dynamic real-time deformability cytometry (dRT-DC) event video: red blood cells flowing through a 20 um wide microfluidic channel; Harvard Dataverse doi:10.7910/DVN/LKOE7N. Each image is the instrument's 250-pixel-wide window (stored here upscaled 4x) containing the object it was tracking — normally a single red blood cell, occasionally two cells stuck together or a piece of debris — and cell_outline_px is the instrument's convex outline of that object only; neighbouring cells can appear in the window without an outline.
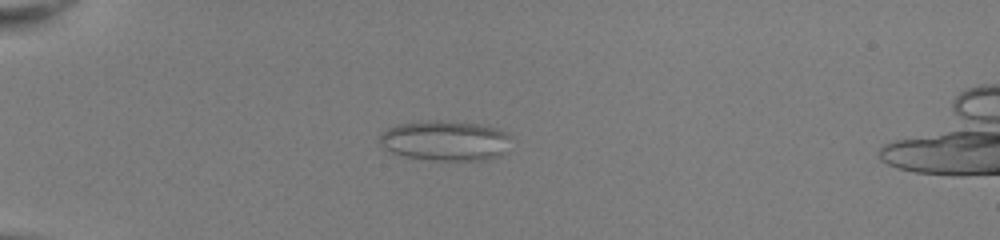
{"species": "common noctule bat (a hibernating species)", "species_latin": "Nyctalus noctula", "temperature_condition": "room temperature", "stored_images_in_passage": 53, "camera_frame_rate_fps": 3000, "um_per_image_px": 0.085, "animal": {"sex": "female", "body_mass_g": 22.0, "forearm_length_mm": 56.7}, "frame": {"image": 1, "passage_image": 17, "time_ms": 5.333, "image_size_px": [1000, 240], "cell_outline_px": [[508, 136], [504, 152], [500, 156], [488, 160], [432, 160], [404, 156], [392, 152], [384, 148], [380, 144], [380, 136], [388, 128], [400, 124], [476, 124], [500, 132]], "centroid_in_image_um": [37.79, 12.04], "position_along_channel_um": 47.2, "area_um2": 28.67}}
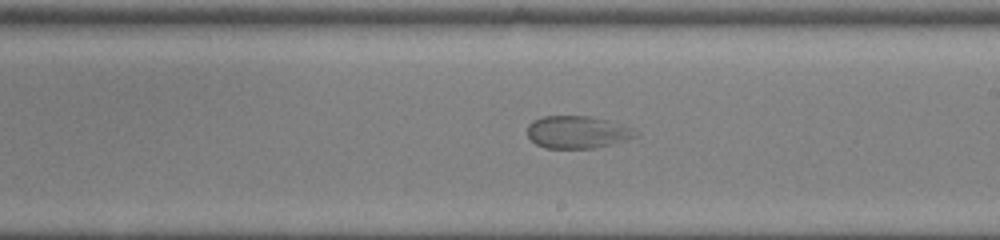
{"frame": {"image": 2, "passage_image": 34, "time_ms": 11.0, "image_size_px": [1000, 240], "cell_outline_px": [[636, 136], [596, 148], [544, 148], [536, 144], [528, 136], [528, 124], [532, 120], [544, 116], [588, 116], [604, 120], [628, 128]], "centroid_in_image_um": [48.93, 11.24], "position_along_channel_um": 240.1, "area_um2": 19.77}}
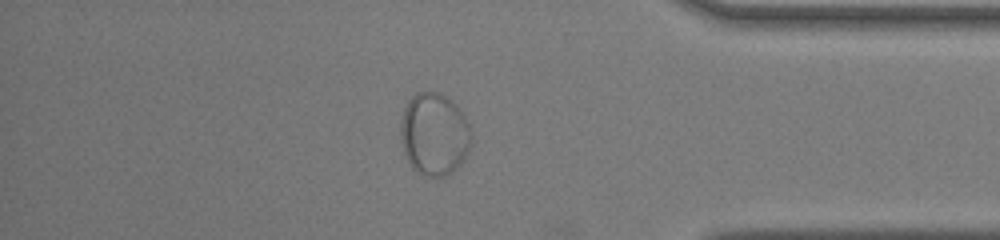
{"frame": {"image": 3, "passage_image": 47, "time_ms": 15.333, "image_size_px": [1000, 240], "cell_outline_px": [[472, 136], [468, 148], [460, 164], [456, 168], [444, 176], [424, 176], [412, 168], [404, 152], [400, 132], [400, 124], [404, 108], [408, 100], [416, 92], [436, 92], [444, 96], [464, 116], [468, 124]], "centroid_in_image_um": [36.87, 11.41], "position_along_channel_um": 398.3, "area_um2": 33.35}}